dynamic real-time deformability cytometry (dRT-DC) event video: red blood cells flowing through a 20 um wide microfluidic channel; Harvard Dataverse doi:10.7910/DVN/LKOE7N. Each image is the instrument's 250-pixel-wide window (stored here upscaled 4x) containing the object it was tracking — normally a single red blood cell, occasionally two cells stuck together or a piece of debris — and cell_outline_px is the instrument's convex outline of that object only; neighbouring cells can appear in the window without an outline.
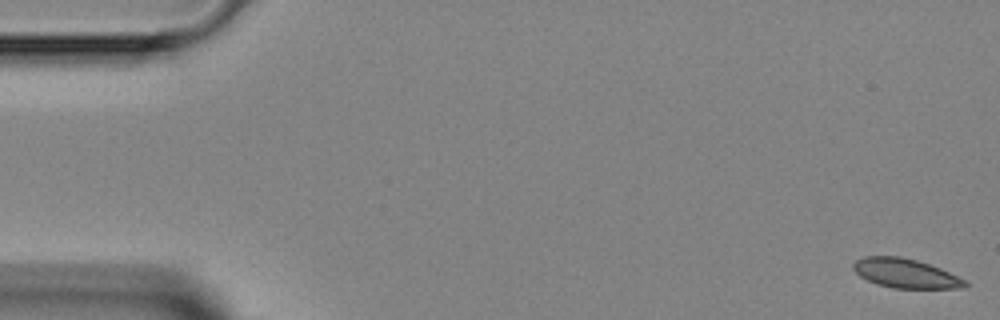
{"species": "Egyptian fruit bat (a non-hibernating species)", "species_latin": "Rousettus aegyptiacus", "temperature_condition": "room temperature", "stored_images_in_passage": 4, "camera_frame_rate_fps": 3000, "um_per_image_px": 0.085, "animal": {"sex": "female"}, "frame": {"image": 1, "passage_image": 1, "time_ms": 0.0, "image_size_px": [1000, 320], "cell_outline_px": [[968, 284], [964, 288], [892, 288], [876, 284], [860, 276], [852, 268], [852, 264], [856, 260], [864, 256], [900, 256], [916, 260], [940, 268], [964, 280]], "centroid_in_image_um": [76.92, 23.23], "position_along_channel_um": 8.1, "area_um2": 18.9}}
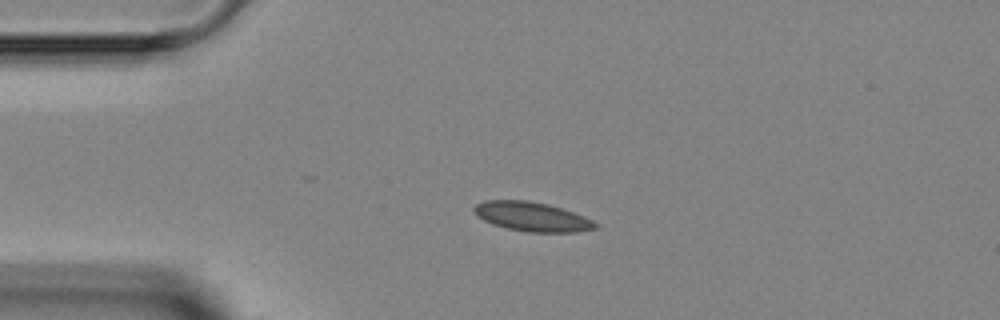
{"frame": {"image": 2, "passage_image": 3, "time_ms": 3.333, "image_size_px": [1000, 320], "cell_outline_px": [[600, 224], [596, 228], [576, 232], [528, 232], [508, 228], [492, 224], [476, 216], [472, 208], [476, 204], [484, 200], [528, 200], [548, 204], [572, 212], [592, 220]], "centroid_in_image_um": [45.19, 18.41], "position_along_channel_um": 39.8, "area_um2": 20.63}}